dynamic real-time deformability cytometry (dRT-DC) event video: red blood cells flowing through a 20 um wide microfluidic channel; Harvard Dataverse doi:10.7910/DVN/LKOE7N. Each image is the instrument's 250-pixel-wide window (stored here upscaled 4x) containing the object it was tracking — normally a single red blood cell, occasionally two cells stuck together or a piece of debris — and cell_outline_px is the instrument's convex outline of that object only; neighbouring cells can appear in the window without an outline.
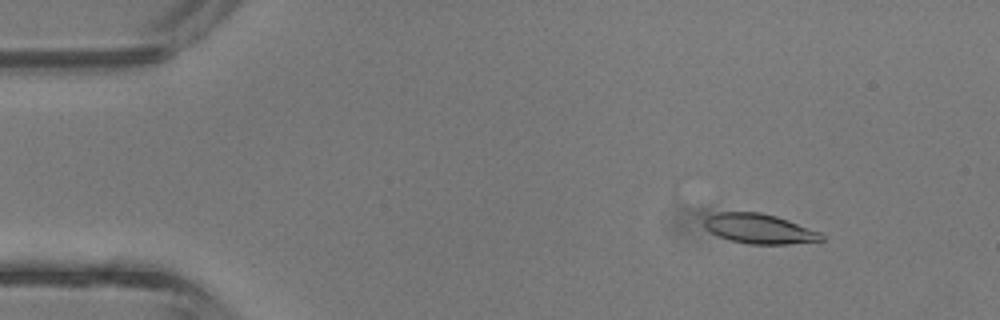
{"species": "common noctule bat (a hibernating species)", "species_latin": "Nyctalus noctula", "temperature_condition": "room temperature", "stored_images_in_passage": 15, "camera_frame_rate_fps": 3000, "um_per_image_px": 0.085, "animal": {"sex": "male", "body_mass_g": 13.3}, "frame": {"image": 1, "passage_image": 6, "time_ms": 1.667, "image_size_px": [1000, 320], "cell_outline_px": [[824, 240], [788, 244], [748, 244], [732, 240], [720, 236], [704, 228], [688, 212], [760, 212], [776, 216], [788, 220], [820, 232], [824, 236]], "centroid_in_image_um": [64.26, 19.38], "position_along_channel_um": 20.7, "area_um2": 21.39}}
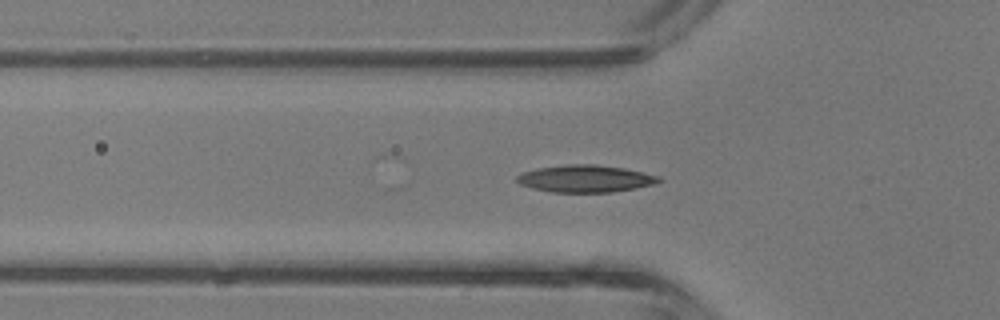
{"frame": {"image": 2, "passage_image": 15, "time_ms": 4.667, "image_size_px": [1000, 320], "cell_outline_px": [[664, 180], [656, 184], [636, 188], [612, 192], [552, 192], [532, 188], [520, 184], [516, 180], [516, 176], [524, 172], [536, 168], [568, 164], [596, 164], [624, 168], [660, 176]], "centroid_in_image_um": [49.79, 15.18], "position_along_channel_um": 76.0, "area_um2": 22.6}}